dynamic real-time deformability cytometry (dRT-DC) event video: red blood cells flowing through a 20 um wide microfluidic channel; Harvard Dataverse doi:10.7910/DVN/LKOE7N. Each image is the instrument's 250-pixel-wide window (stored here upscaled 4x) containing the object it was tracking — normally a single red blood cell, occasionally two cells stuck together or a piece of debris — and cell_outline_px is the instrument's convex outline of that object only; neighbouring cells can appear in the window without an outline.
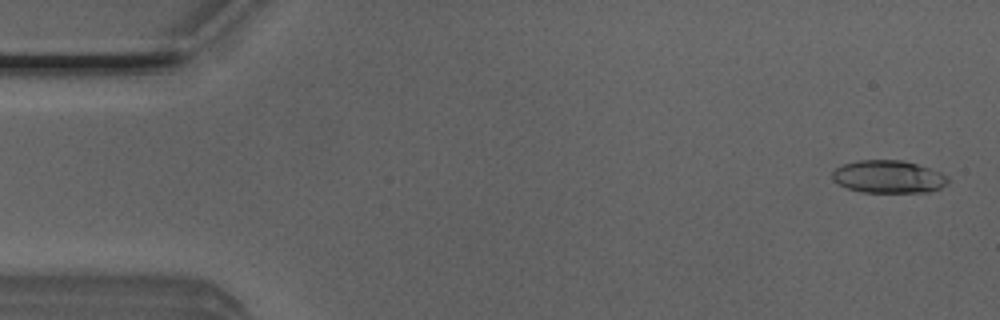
{"species": "Egyptian fruit bat (a non-hibernating species)", "species_latin": "Rousettus aegyptiacus", "temperature_condition": "room temperature", "stored_images_in_passage": 50, "camera_frame_rate_fps": 3000, "um_per_image_px": 0.085, "animal": {"sex": "male"}, "frame": {"image": 1, "passage_image": 2, "time_ms": 0.333, "image_size_px": [1000, 320], "cell_outline_px": [[948, 184], [940, 188], [928, 192], [860, 192], [848, 188], [840, 184], [832, 176], [832, 172], [836, 168], [844, 164], [856, 160], [904, 160], [940, 172], [948, 176]], "centroid_in_image_um": [75.54, 15.02], "position_along_channel_um": 9.5, "area_um2": 21.91}}
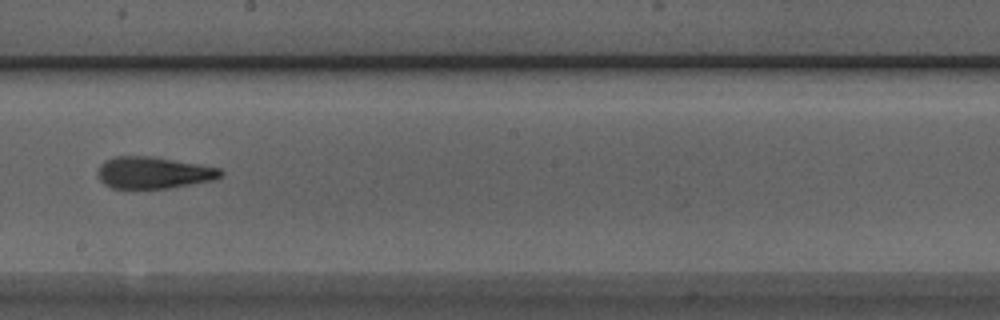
{"frame": {"image": 2, "passage_image": 28, "time_ms": 9.0, "image_size_px": [1000, 320], "cell_outline_px": [[224, 176], [216, 180], [168, 188], [112, 188], [104, 184], [96, 176], [96, 172], [100, 164], [104, 160], [112, 156], [152, 156], [200, 164], [220, 168], [224, 172]], "centroid_in_image_um": [13.05, 14.67], "position_along_channel_um": 235.1, "area_um2": 23.18}}
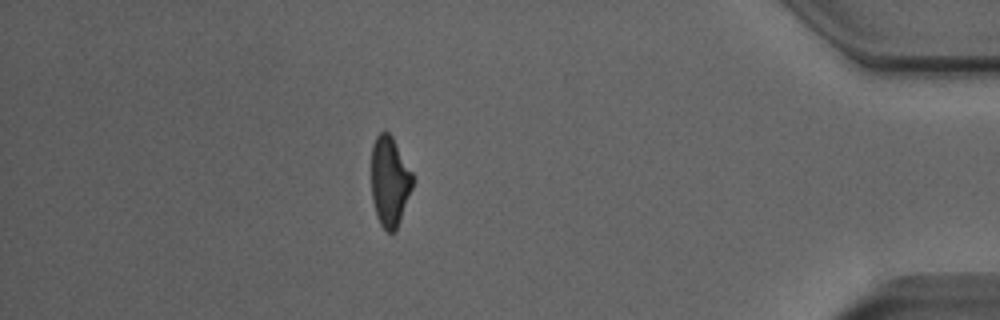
{"frame": {"image": 3, "passage_image": 44, "time_ms": 14.333, "image_size_px": [1000, 320], "cell_outline_px": [[412, 188], [396, 232], [388, 232], [380, 224], [376, 216], [372, 200], [372, 144], [376, 136], [384, 128], [392, 136], [412, 172]], "centroid_in_image_um": [33.11, 15.41], "position_along_channel_um": 402.1, "area_um2": 21.68}, "authors_computed_cell_mechanics": {"area_um2": 22.542, "velocity_mm_per_s": 4.0349, "shape_relaxation_time_tau1_ms": 10.7144, "shape_relaxation_time_tau2_ms": 3.1119, "deformation_change_tau1": 0.2927, "deformation_change_tau2": 0.1446}}